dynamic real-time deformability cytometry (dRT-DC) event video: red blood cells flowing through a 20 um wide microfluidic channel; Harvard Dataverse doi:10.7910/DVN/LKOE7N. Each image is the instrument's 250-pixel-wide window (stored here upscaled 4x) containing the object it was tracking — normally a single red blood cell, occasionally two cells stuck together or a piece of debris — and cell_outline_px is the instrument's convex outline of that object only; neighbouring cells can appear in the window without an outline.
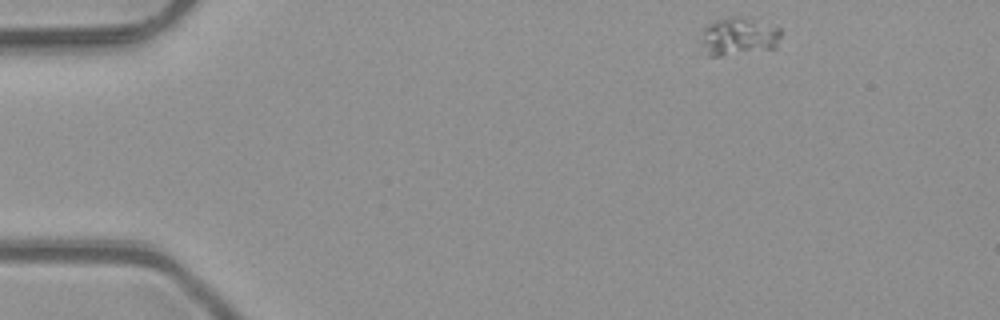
{"species": "common noctule bat (a hibernating species)", "species_latin": "Nyctalus noctula", "temperature_condition": "room temperature", "stored_images_in_passage": 9, "camera_frame_rate_fps": 3000, "um_per_image_px": 0.085, "animal": {"sex": "male", "body_mass_g": 23.1, "forearm_length_mm": 52.7}, "frame": {"image": 1, "passage_image": 1, "time_ms": 0.0, "image_size_px": [1000, 320], "cell_outline_px": [[780, 36], [776, 48], [720, 56], [708, 56], [700, 40], [704, 28], [708, 24], [716, 20], [732, 16], [736, 16], [780, 28]], "centroid_in_image_um": [62.75, 3.11], "position_along_channel_um": 22.3, "area_um2": 17.34}}